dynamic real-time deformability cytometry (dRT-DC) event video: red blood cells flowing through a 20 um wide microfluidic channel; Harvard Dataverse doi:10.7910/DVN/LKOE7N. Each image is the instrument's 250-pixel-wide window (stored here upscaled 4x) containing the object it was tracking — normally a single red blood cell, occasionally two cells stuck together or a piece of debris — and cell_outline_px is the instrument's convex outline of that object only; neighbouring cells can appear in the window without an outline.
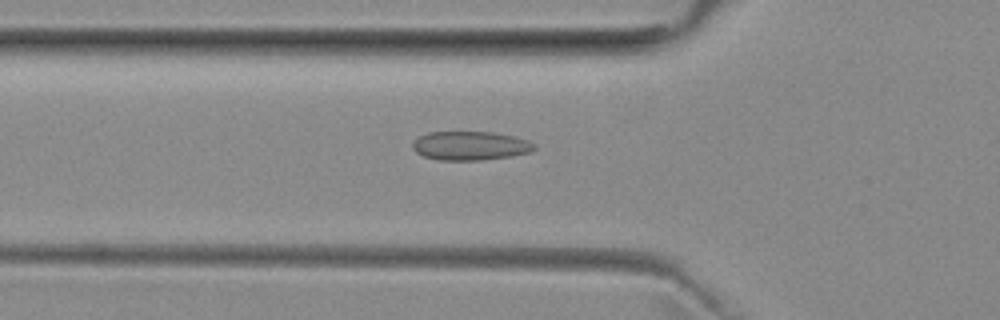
{"species": "common noctule bat (a hibernating species)", "species_latin": "Nyctalus noctula", "temperature_condition": "room temperature", "stored_images_in_passage": 51, "camera_frame_rate_fps": 3000, "um_per_image_px": 0.085, "animal": {"sex": "female", "body_mass_g": 29.2, "forearm_length_mm": 56.3}, "frame": {"image": 1, "passage_image": 17, "time_ms": 5.333, "image_size_px": [1000, 320], "cell_outline_px": [[536, 148], [532, 152], [512, 156], [480, 160], [440, 160], [424, 156], [416, 152], [412, 148], [412, 144], [420, 136], [428, 132], [492, 132], [512, 136], [528, 140], [536, 144]], "centroid_in_image_um": [40.01, 12.39], "position_along_channel_um": 85.8, "area_um2": 20.46}}
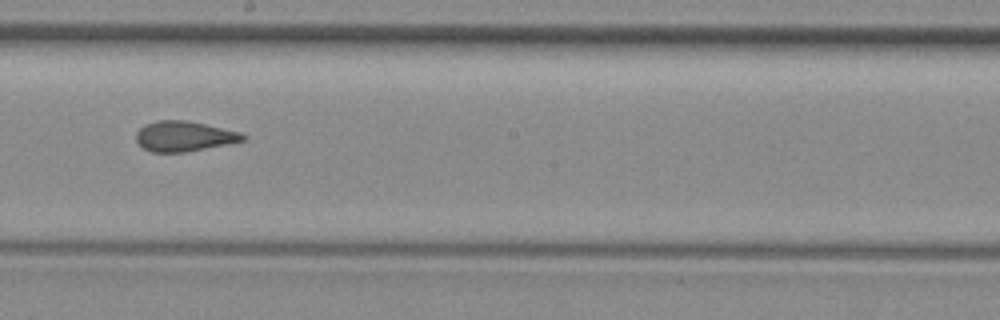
{"frame": {"image": 2, "passage_image": 28, "time_ms": 9.0, "image_size_px": [1000, 320], "cell_outline_px": [[248, 136], [244, 140], [184, 152], [152, 152], [144, 148], [136, 140], [136, 132], [144, 124], [160, 120], [184, 120], [204, 124], [240, 132]], "centroid_in_image_um": [15.61, 11.57], "position_along_channel_um": 232.6, "area_um2": 18.44}}
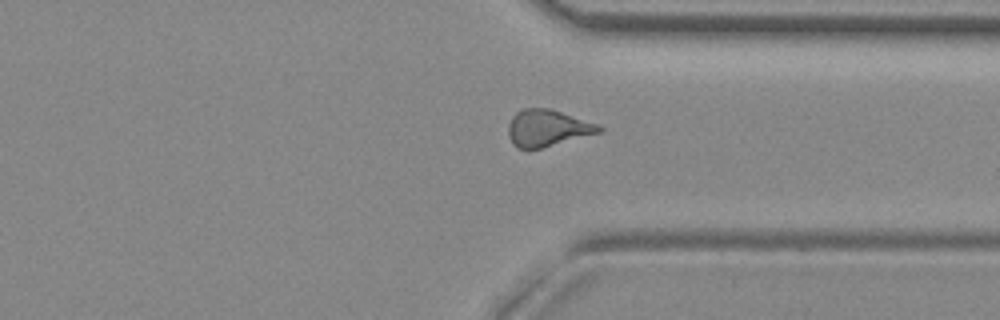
{"frame": {"image": 3, "passage_image": 38, "time_ms": 12.333, "image_size_px": [1000, 320], "cell_outline_px": [[604, 128], [600, 132], [540, 148], [516, 148], [512, 144], [508, 136], [508, 124], [512, 116], [516, 112], [524, 108], [548, 108], [600, 124]], "centroid_in_image_um": [46.51, 10.87], "position_along_channel_um": 364.9, "area_um2": 19.31}, "authors_computed_cell_mechanics": {"area_um2": 19.5364, "velocity_mm_per_s": 3.9931, "shape_relaxation_time_tau1_ms": null, "shape_relaxation_time_tau2_ms": 1.3559, "deformation_change_tau1": null, "deformation_change_tau2": 0.088}}